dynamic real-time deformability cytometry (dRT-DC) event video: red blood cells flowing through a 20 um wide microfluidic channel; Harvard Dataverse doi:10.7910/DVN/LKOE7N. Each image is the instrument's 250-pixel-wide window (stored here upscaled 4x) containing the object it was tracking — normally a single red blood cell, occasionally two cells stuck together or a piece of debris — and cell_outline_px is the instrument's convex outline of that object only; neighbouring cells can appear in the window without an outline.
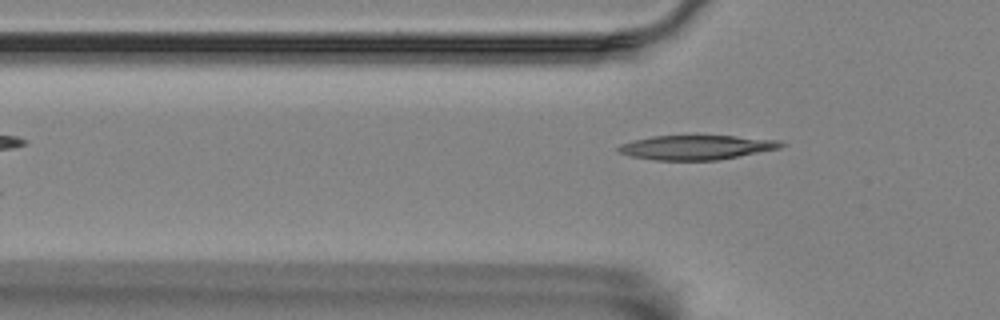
{"species": "Egyptian fruit bat (a non-hibernating species)", "species_latin": "Rousettus aegyptiacus", "temperature_condition": "room temperature", "stored_images_in_passage": 3, "segment_of_instrument_passage": [2, 2], "camera_frame_rate_fps": 3000, "um_per_image_px": 0.085, "animal": {"sex": "female"}, "frame": {"image": 1, "passage_image": 3, "time_ms": 0.667, "image_size_px": [1000, 320], "cell_outline_px": [[788, 144], [780, 148], [720, 160], [656, 160], [632, 156], [620, 152], [616, 148], [620, 144], [652, 136], [736, 136], [780, 140]], "centroid_in_image_um": [59.26, 12.53], "position_along_channel_um": 66.5, "area_um2": 23.06}}